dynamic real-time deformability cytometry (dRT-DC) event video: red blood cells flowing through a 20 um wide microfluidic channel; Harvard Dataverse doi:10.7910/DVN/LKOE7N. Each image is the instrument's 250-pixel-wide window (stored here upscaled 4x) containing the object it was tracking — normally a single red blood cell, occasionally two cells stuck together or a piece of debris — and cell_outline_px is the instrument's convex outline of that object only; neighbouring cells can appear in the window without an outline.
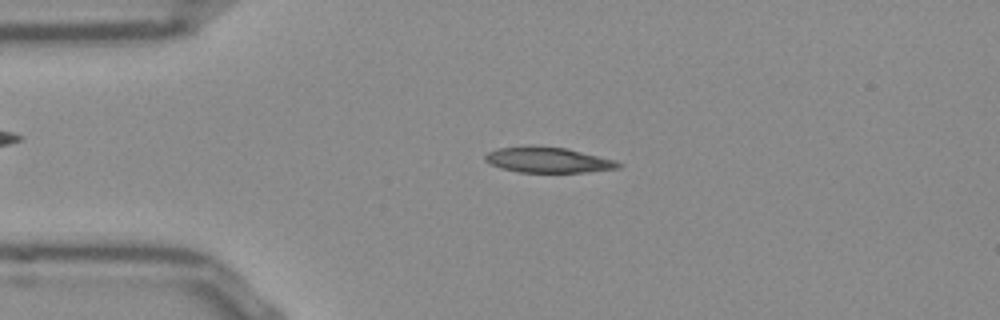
{"species": "Egyptian fruit bat (a non-hibernating species)", "species_latin": "Rousettus aegyptiacus", "temperature_condition": "room temperature", "stored_images_in_passage": 50, "camera_frame_rate_fps": 3000, "um_per_image_px": 0.085, "frame": {"image": 1, "passage_image": 10, "time_ms": 3.0, "image_size_px": [1000, 320], "cell_outline_px": [[624, 164], [620, 168], [588, 172], [520, 172], [500, 168], [484, 160], [484, 156], [488, 152], [496, 148], [564, 148], [612, 160]], "centroid_in_image_um": [46.59, 13.64], "position_along_channel_um": 38.4, "area_um2": 18.84}}
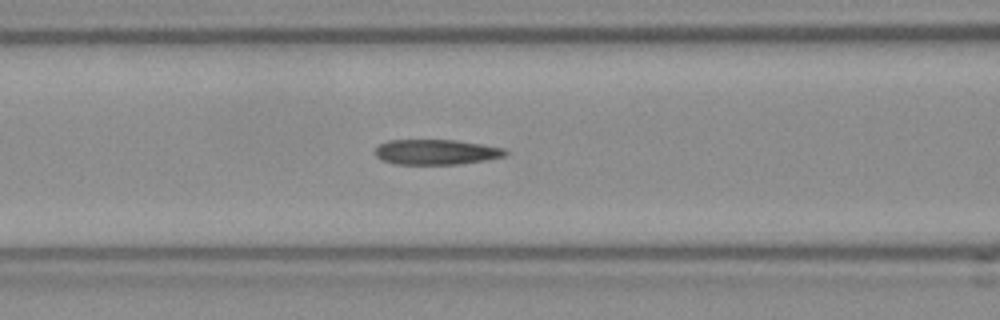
{"frame": {"image": 2, "passage_image": 19, "time_ms": 6.0, "image_size_px": [1000, 320], "cell_outline_px": [[508, 152], [504, 156], [484, 160], [460, 164], [392, 164], [376, 156], [376, 148], [380, 144], [388, 140], [456, 140], [504, 148]], "centroid_in_image_um": [37.06, 12.92], "position_along_channel_um": 129.5, "area_um2": 18.96}}
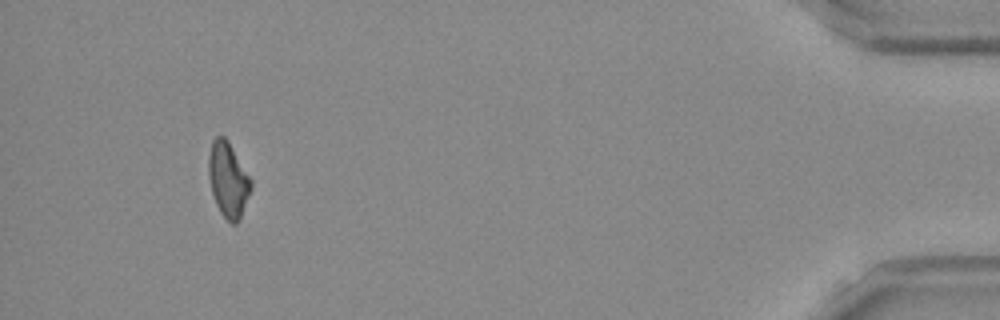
{"frame": {"image": 3, "passage_image": 47, "time_ms": 15.333, "image_size_px": [1000, 320], "cell_outline_px": [[252, 188], [240, 220], [236, 224], [232, 224], [220, 212], [216, 204], [212, 192], [208, 176], [208, 156], [212, 140], [216, 136], [224, 136], [228, 140], [252, 180]], "centroid_in_image_um": [19.39, 15.27], "position_along_channel_um": 415.8, "area_um2": 18.67}, "authors_computed_cell_mechanics": {"area_um2": 19.3052, "velocity_mm_per_s": 3.8537, "shape_relaxation_time_tau1_ms": null, "shape_relaxation_time_tau2_ms": 3.4867, "deformation_change_tau1": null, "deformation_change_tau2": 0.1184}}